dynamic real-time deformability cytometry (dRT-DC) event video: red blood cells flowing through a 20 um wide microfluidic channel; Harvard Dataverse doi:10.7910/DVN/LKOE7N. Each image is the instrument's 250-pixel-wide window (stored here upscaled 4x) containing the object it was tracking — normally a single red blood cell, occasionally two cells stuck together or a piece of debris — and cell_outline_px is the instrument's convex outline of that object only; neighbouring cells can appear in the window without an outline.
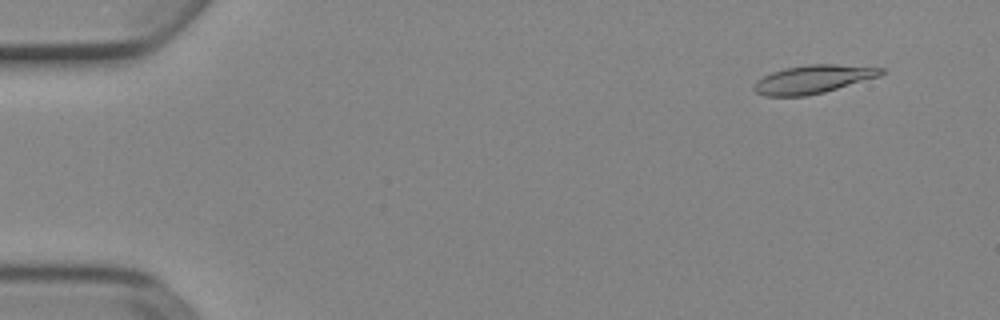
{"species": "Egyptian fruit bat (a non-hibernating species)", "species_latin": "Rousettus aegyptiacus", "temperature_condition": "cold", "stored_images_in_passage": 53, "camera_frame_rate_fps": 3000, "um_per_image_px": 0.085, "animal": {"sex": "female"}, "frame": {"image": 1, "passage_image": 5, "time_ms": 1.333, "image_size_px": [1000, 320], "cell_outline_px": [[884, 72], [880, 76], [824, 92], [804, 96], [764, 96], [756, 92], [752, 88], [756, 80], [772, 72], [784, 68], [808, 64], [836, 64], [884, 68]], "centroid_in_image_um": [69.09, 6.73], "position_along_channel_um": 15.9, "area_um2": 20.92}}
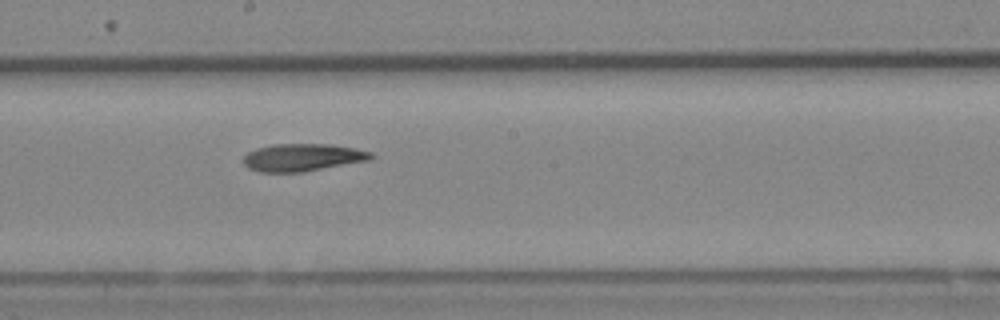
{"frame": {"image": 2, "passage_image": 30, "time_ms": 9.667, "image_size_px": [1000, 320], "cell_outline_px": [[376, 156], [372, 160], [304, 172], [260, 172], [248, 168], [244, 164], [244, 156], [248, 152], [256, 148], [272, 144], [332, 144], [372, 152]], "centroid_in_image_um": [25.75, 13.38], "position_along_channel_um": 222.4, "area_um2": 20.69}}
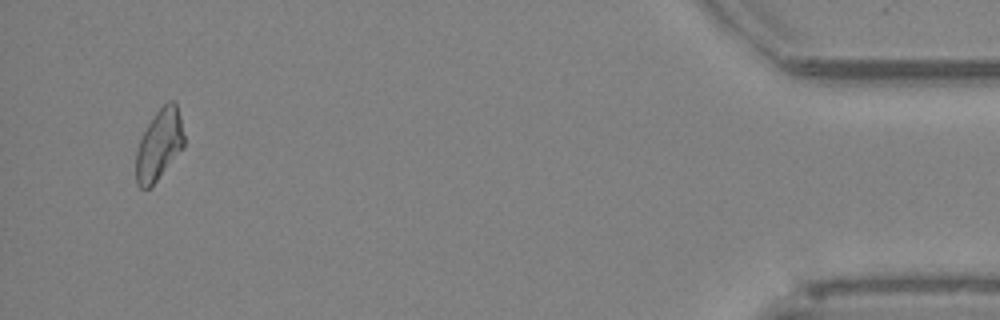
{"frame": {"image": 3, "passage_image": 51, "time_ms": 16.667, "image_size_px": [1000, 320], "cell_outline_px": [[184, 148], [156, 180], [148, 188], [140, 188], [136, 184], [136, 152], [140, 140], [148, 124], [156, 112], [168, 100], [176, 100], [184, 136]], "centroid_in_image_um": [13.54, 12.28], "position_along_channel_um": 421.7, "area_um2": 19.59}, "authors_computed_cell_mechanics": {"area_um2": 20.6346, "velocity_mm_per_s": 3.8928, "shape_relaxation_time_tau1_ms": null, "shape_relaxation_time_tau2_ms": 11.0779, "deformation_change_tau1": null, "deformation_change_tau2": 0.2365}}